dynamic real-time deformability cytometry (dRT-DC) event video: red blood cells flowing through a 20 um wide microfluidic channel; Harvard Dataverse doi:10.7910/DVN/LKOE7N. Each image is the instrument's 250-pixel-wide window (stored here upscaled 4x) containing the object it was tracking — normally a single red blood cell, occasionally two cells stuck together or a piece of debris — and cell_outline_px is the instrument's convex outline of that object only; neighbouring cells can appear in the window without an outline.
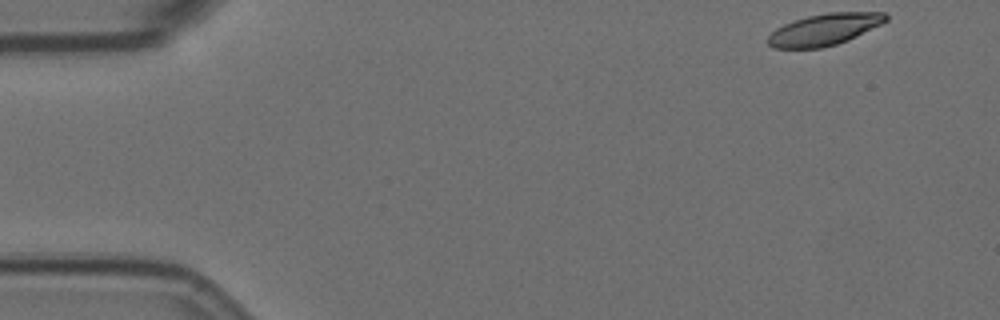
{"species": "Egyptian fruit bat (a non-hibernating species)", "species_latin": "Rousettus aegyptiacus", "temperature_condition": "room temperature", "stored_images_in_passage": 55, "camera_frame_rate_fps": 3000, "um_per_image_px": 0.085, "animal": {"sex": "female"}, "frame": {"image": 1, "passage_image": 1, "time_ms": 0.0, "image_size_px": [1000, 320], "cell_outline_px": [[888, 20], [848, 40], [836, 44], [820, 48], [772, 48], [768, 44], [768, 36], [776, 28], [784, 24], [808, 16], [828, 12], [884, 12], [888, 16]], "centroid_in_image_um": [70.06, 2.5], "position_along_channel_um": 14.9, "area_um2": 21.5}}
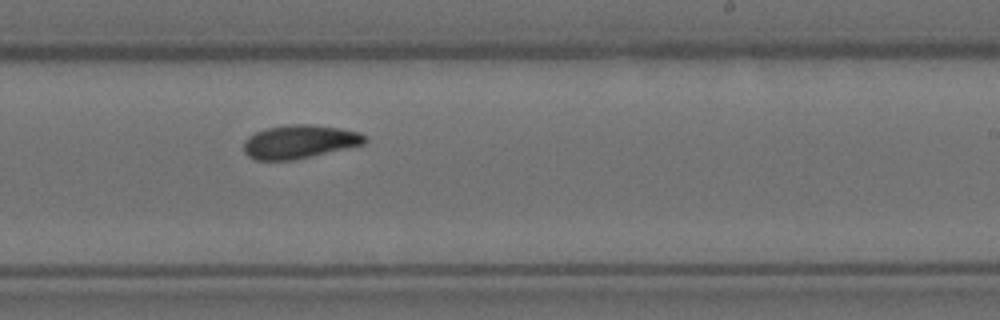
{"frame": {"image": 2, "passage_image": 32, "time_ms": 10.333, "image_size_px": [1000, 320], "cell_outline_px": [[368, 140], [364, 144], [292, 160], [256, 160], [248, 156], [244, 152], [244, 140], [248, 136], [264, 128], [292, 124], [312, 124], [340, 128], [360, 132], [368, 136]], "centroid_in_image_um": [25.46, 12.03], "position_along_channel_um": 263.5, "area_um2": 23.7}}
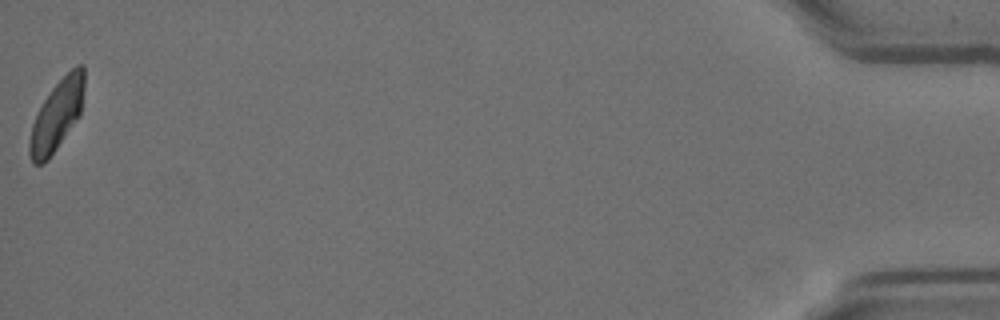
{"frame": {"image": 3, "passage_image": 55, "time_ms": 18.0, "image_size_px": [1000, 320], "cell_outline_px": [[84, 88], [80, 116], [48, 160], [40, 164], [32, 164], [28, 152], [28, 144], [32, 124], [44, 100], [52, 88], [76, 64], [84, 64]], "centroid_in_image_um": [4.83, 9.82], "position_along_channel_um": 430.4, "area_um2": 22.37}, "authors_computed_cell_mechanics": {"area_um2": 23.0044, "velocity_mm_per_s": 3.4703, "shape_relaxation_time_tau1_ms": 7.1877, "shape_relaxation_time_tau2_ms": 4.8392, "deformation_change_tau1": 0.1757, "deformation_change_tau2": 0.1}}